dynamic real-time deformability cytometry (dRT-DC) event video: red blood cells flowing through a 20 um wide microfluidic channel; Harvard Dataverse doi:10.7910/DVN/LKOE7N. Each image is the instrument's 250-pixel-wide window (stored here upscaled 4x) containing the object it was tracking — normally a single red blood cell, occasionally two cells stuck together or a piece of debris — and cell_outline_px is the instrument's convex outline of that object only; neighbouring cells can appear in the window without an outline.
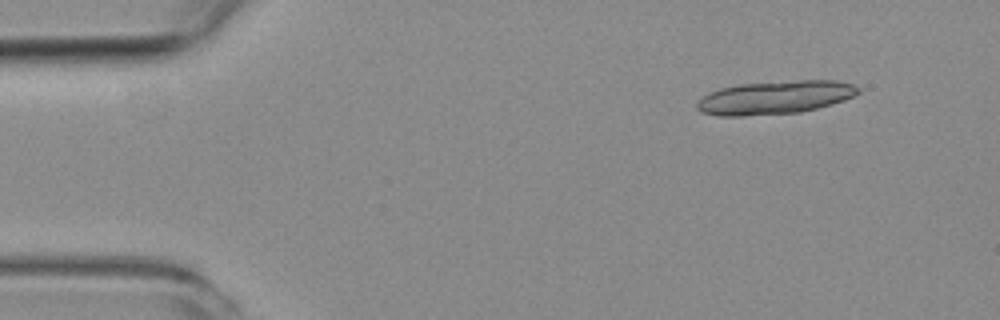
{"species": "common noctule bat (a hibernating species)", "species_latin": "Nyctalus noctula", "temperature_condition": "room temperature", "stored_images_in_passage": 5, "camera_frame_rate_fps": 3000, "um_per_image_px": 0.085, "animal": {"sex": "female", "body_mass_g": 19.3, "forearm_length_mm": 54.1}, "frame": {"image": 1, "passage_image": 1, "time_ms": 0.0, "image_size_px": [1000, 320], "cell_outline_px": [[860, 92], [844, 100], [832, 104], [800, 112], [744, 116], [720, 116], [704, 112], [696, 108], [696, 104], [704, 96], [720, 88], [740, 84], [796, 80], [836, 80], [852, 84], [860, 88]], "centroid_in_image_um": [65.91, 8.28], "position_along_channel_um": 19.1, "area_um2": 31.1}}